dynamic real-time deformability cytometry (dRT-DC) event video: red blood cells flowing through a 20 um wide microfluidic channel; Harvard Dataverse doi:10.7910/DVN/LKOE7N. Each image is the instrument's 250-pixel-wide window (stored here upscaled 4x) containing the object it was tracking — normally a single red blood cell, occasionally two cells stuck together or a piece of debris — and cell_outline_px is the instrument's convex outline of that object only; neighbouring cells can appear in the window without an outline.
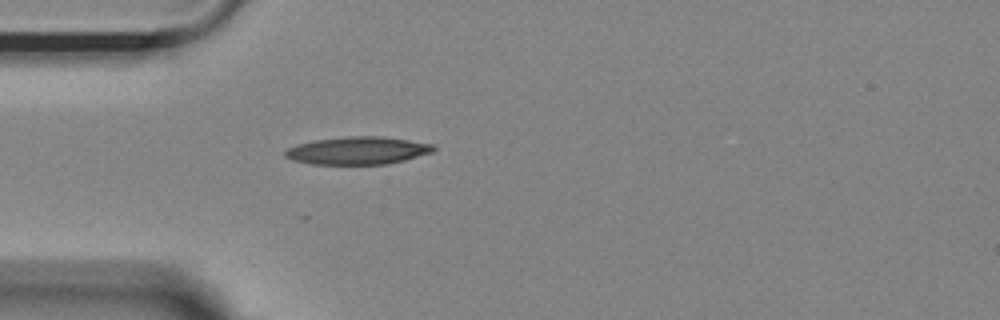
{"species": "Egyptian fruit bat (a non-hibernating species)", "species_latin": "Rousettus aegyptiacus", "temperature_condition": "room temperature", "stored_images_in_passage": 15, "camera_frame_rate_fps": 3000, "um_per_image_px": 0.085, "animal": {"sex": "female"}, "frame": {"image": 1, "passage_image": 1, "time_ms": 0.0, "image_size_px": [1000, 320], "cell_outline_px": [[436, 148], [432, 152], [404, 160], [388, 164], [312, 164], [292, 160], [284, 156], [284, 152], [288, 148], [296, 144], [312, 140], [348, 136], [384, 136], [436, 144]], "centroid_in_image_um": [30.41, 12.79], "position_along_channel_um": 54.6, "area_um2": 24.16}}
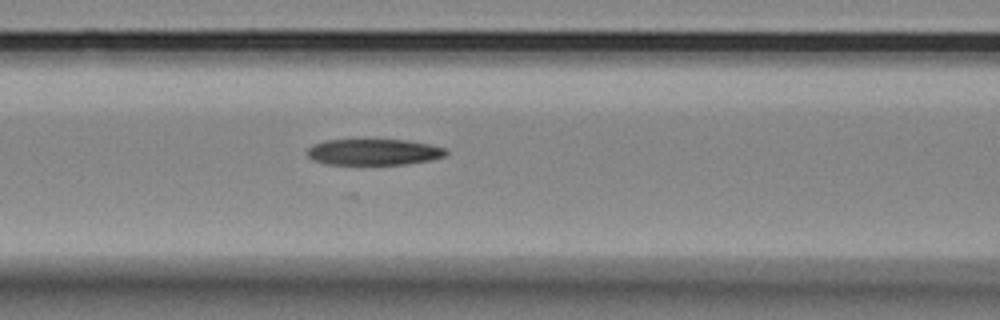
{"frame": {"image": 2, "passage_image": 8, "time_ms": 2.333, "image_size_px": [1000, 320], "cell_outline_px": [[448, 152], [444, 156], [428, 160], [404, 164], [328, 164], [312, 160], [308, 156], [308, 148], [312, 144], [324, 140], [408, 140], [432, 144], [444, 148]], "centroid_in_image_um": [31.75, 12.91], "position_along_channel_um": 134.8, "area_um2": 21.04}}
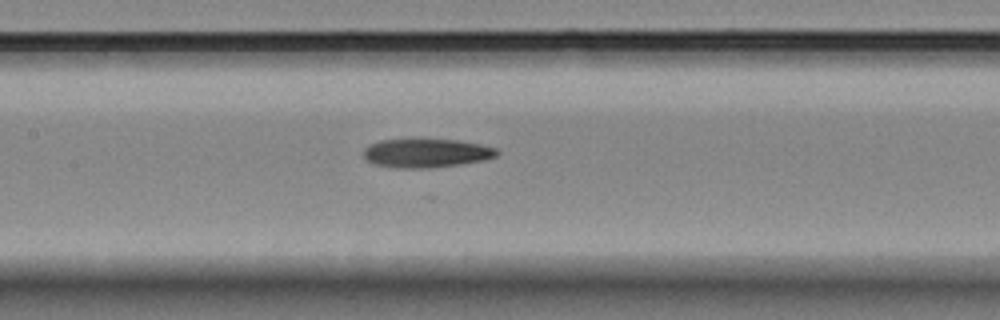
{"frame": {"image": 3, "passage_image": 11, "time_ms": 3.333, "image_size_px": [1000, 320], "cell_outline_px": [[500, 152], [496, 156], [484, 160], [460, 164], [428, 168], [396, 168], [376, 164], [364, 160], [364, 148], [368, 144], [380, 140], [412, 136], [460, 140], [480, 144], [496, 148]], "centroid_in_image_um": [36.19, 12.96], "position_along_channel_um": 171.2, "area_um2": 23.47}}